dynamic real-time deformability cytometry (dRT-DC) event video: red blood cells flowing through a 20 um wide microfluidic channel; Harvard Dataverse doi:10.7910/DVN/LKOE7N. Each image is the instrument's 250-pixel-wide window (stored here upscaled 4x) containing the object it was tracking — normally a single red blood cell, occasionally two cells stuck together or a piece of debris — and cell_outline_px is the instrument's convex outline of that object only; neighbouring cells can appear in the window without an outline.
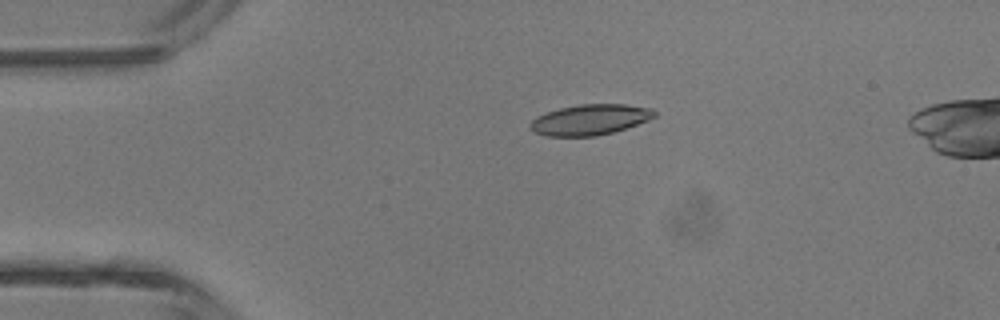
{"species": "common noctule bat (a hibernating species)", "species_latin": "Nyctalus noctula", "temperature_condition": "room temperature", "stored_images_in_passage": 5, "camera_frame_rate_fps": 3000, "um_per_image_px": 0.085, "animal": {"sex": "male", "body_mass_g": 13.3}, "frame": {"image": 1, "passage_image": 3, "time_ms": 2.333, "image_size_px": [1000, 320], "cell_outline_px": [[656, 116], [648, 120], [612, 132], [596, 136], [544, 136], [532, 132], [528, 124], [536, 116], [560, 108], [580, 104], [624, 104], [652, 108], [656, 112]], "centroid_in_image_um": [50.11, 10.17], "position_along_channel_um": 34.9, "area_um2": 22.14}}